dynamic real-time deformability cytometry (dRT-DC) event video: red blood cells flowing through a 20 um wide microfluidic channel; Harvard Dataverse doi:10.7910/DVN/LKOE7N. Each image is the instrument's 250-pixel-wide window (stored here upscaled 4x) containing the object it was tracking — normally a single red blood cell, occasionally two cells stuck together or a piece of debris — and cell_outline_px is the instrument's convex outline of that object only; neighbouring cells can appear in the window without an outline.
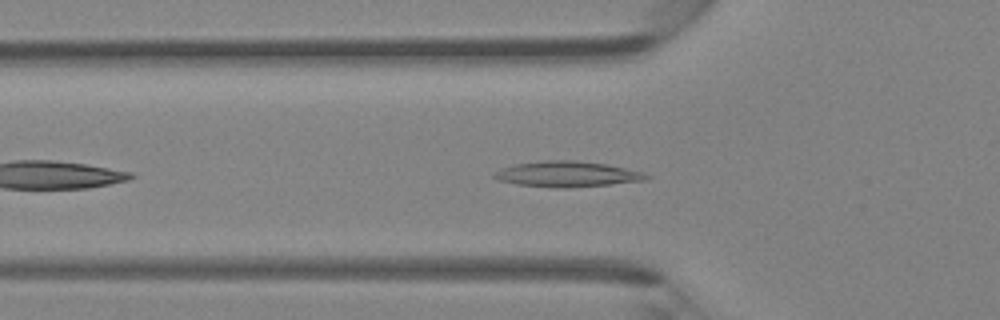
{"species": "Egyptian fruit bat (a non-hibernating species)", "species_latin": "Rousettus aegyptiacus", "temperature_condition": "room temperature", "stored_images_in_passage": 34, "camera_frame_rate_fps": 3000, "um_per_image_px": 0.085, "animal": {"sex": "female"}, "frame": {"image": 1, "passage_image": 4, "time_ms": 1.0, "image_size_px": [1000, 320], "cell_outline_px": [[652, 176], [648, 180], [568, 188], [556, 188], [516, 184], [496, 180], [492, 176], [492, 172], [516, 164], [544, 160], [576, 160], [608, 164], [644, 172]], "centroid_in_image_um": [48.22, 14.8], "position_along_channel_um": 77.6, "area_um2": 22.89}}
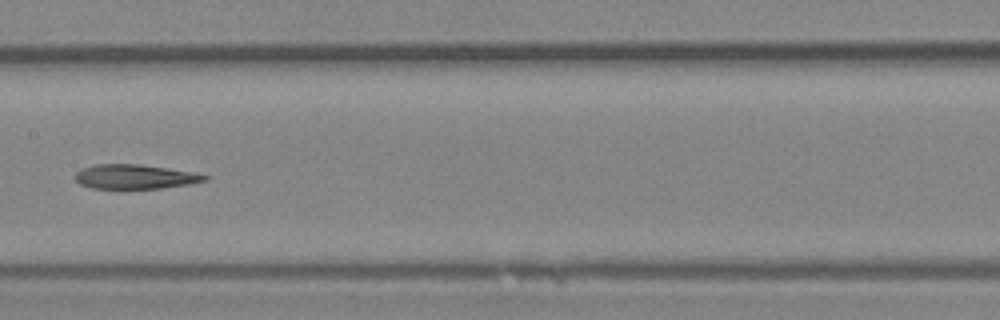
{"frame": {"image": 2, "passage_image": 12, "time_ms": 3.667, "image_size_px": [1000, 320], "cell_outline_px": [[208, 180], [188, 184], [160, 188], [92, 188], [80, 184], [72, 176], [80, 168], [96, 164], [136, 164], [164, 168], [188, 172], [208, 176]], "centroid_in_image_um": [11.36, 15.02], "position_along_channel_um": 196.0, "area_um2": 18.09}}
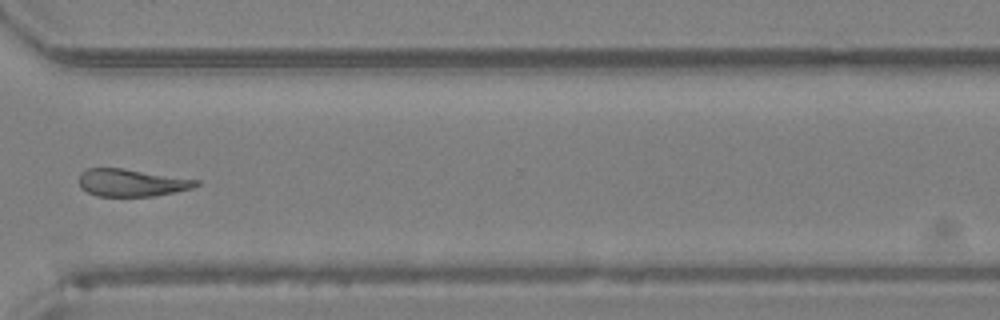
{"frame": {"image": 3, "passage_image": 23, "time_ms": 7.333, "image_size_px": [1000, 320], "cell_outline_px": [[200, 184], [192, 188], [176, 192], [152, 196], [96, 196], [80, 188], [80, 172], [88, 168], [124, 168], [200, 180]], "centroid_in_image_um": [11.2, 15.52], "position_along_channel_um": 359.4, "area_um2": 18.79}}